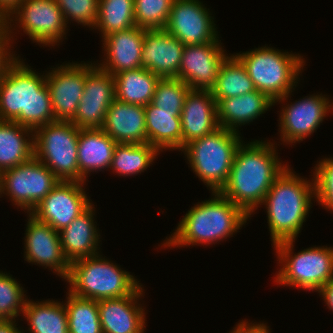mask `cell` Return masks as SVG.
I'll use <instances>...</instances> for the list:
<instances>
[{"label":"cell","instance_id":"6da1fadb","mask_svg":"<svg viewBox=\"0 0 333 333\" xmlns=\"http://www.w3.org/2000/svg\"><path fill=\"white\" fill-rule=\"evenodd\" d=\"M20 60L0 52V121H15L34 131L56 120L46 75Z\"/></svg>","mask_w":333,"mask_h":333},{"label":"cell","instance_id":"7a4b0ae2","mask_svg":"<svg viewBox=\"0 0 333 333\" xmlns=\"http://www.w3.org/2000/svg\"><path fill=\"white\" fill-rule=\"evenodd\" d=\"M271 142H243L238 147L230 175L220 193L249 217L262 205L273 182L288 165L281 164Z\"/></svg>","mask_w":333,"mask_h":333},{"label":"cell","instance_id":"3957f363","mask_svg":"<svg viewBox=\"0 0 333 333\" xmlns=\"http://www.w3.org/2000/svg\"><path fill=\"white\" fill-rule=\"evenodd\" d=\"M212 194V199L198 203L186 213L175 232L162 245L174 248L213 244L233 236L242 228L250 217L220 192Z\"/></svg>","mask_w":333,"mask_h":333},{"label":"cell","instance_id":"277c9868","mask_svg":"<svg viewBox=\"0 0 333 333\" xmlns=\"http://www.w3.org/2000/svg\"><path fill=\"white\" fill-rule=\"evenodd\" d=\"M294 173L287 167L273 182L262 203L266 205L273 246L296 239L311 207V198L315 197L314 178L310 182Z\"/></svg>","mask_w":333,"mask_h":333},{"label":"cell","instance_id":"5b68a950","mask_svg":"<svg viewBox=\"0 0 333 333\" xmlns=\"http://www.w3.org/2000/svg\"><path fill=\"white\" fill-rule=\"evenodd\" d=\"M287 53L265 46L235 56L245 66L255 89L280 103L297 85L305 62L299 54Z\"/></svg>","mask_w":333,"mask_h":333},{"label":"cell","instance_id":"8992f818","mask_svg":"<svg viewBox=\"0 0 333 333\" xmlns=\"http://www.w3.org/2000/svg\"><path fill=\"white\" fill-rule=\"evenodd\" d=\"M101 257L99 254L71 263L65 280L71 286L69 292L80 298L99 301L129 296L140 286L129 272Z\"/></svg>","mask_w":333,"mask_h":333},{"label":"cell","instance_id":"52a82bcc","mask_svg":"<svg viewBox=\"0 0 333 333\" xmlns=\"http://www.w3.org/2000/svg\"><path fill=\"white\" fill-rule=\"evenodd\" d=\"M240 134L219 127L186 144L184 151L192 170L212 192H220L228 181L232 163L242 143Z\"/></svg>","mask_w":333,"mask_h":333},{"label":"cell","instance_id":"ba28073f","mask_svg":"<svg viewBox=\"0 0 333 333\" xmlns=\"http://www.w3.org/2000/svg\"><path fill=\"white\" fill-rule=\"evenodd\" d=\"M293 242L286 240L274 245L279 264L275 282L317 292L333 278V248L309 247L293 256ZM292 254V255H291Z\"/></svg>","mask_w":333,"mask_h":333},{"label":"cell","instance_id":"9c48e42d","mask_svg":"<svg viewBox=\"0 0 333 333\" xmlns=\"http://www.w3.org/2000/svg\"><path fill=\"white\" fill-rule=\"evenodd\" d=\"M12 15H16L14 21H18L23 32L37 44L54 46L66 34L67 23L55 0H21L0 24V52L2 53L11 54L9 42L11 38L13 39L11 36L13 31L10 30L11 22H14Z\"/></svg>","mask_w":333,"mask_h":333},{"label":"cell","instance_id":"30bf717a","mask_svg":"<svg viewBox=\"0 0 333 333\" xmlns=\"http://www.w3.org/2000/svg\"><path fill=\"white\" fill-rule=\"evenodd\" d=\"M80 128L56 120L33 131L34 157L61 181H79L77 145Z\"/></svg>","mask_w":333,"mask_h":333},{"label":"cell","instance_id":"8fae6325","mask_svg":"<svg viewBox=\"0 0 333 333\" xmlns=\"http://www.w3.org/2000/svg\"><path fill=\"white\" fill-rule=\"evenodd\" d=\"M60 180L34 156L0 173V196H10L14 205L30 213ZM6 193H5V192Z\"/></svg>","mask_w":333,"mask_h":333},{"label":"cell","instance_id":"7c38bea8","mask_svg":"<svg viewBox=\"0 0 333 333\" xmlns=\"http://www.w3.org/2000/svg\"><path fill=\"white\" fill-rule=\"evenodd\" d=\"M84 183L60 180L30 214L61 231L92 205L83 189Z\"/></svg>","mask_w":333,"mask_h":333},{"label":"cell","instance_id":"4fadbf2b","mask_svg":"<svg viewBox=\"0 0 333 333\" xmlns=\"http://www.w3.org/2000/svg\"><path fill=\"white\" fill-rule=\"evenodd\" d=\"M199 0H174L165 30L184 45L218 40L214 17Z\"/></svg>","mask_w":333,"mask_h":333},{"label":"cell","instance_id":"5bb4252c","mask_svg":"<svg viewBox=\"0 0 333 333\" xmlns=\"http://www.w3.org/2000/svg\"><path fill=\"white\" fill-rule=\"evenodd\" d=\"M87 64L69 63L46 74L55 120L71 121L83 96Z\"/></svg>","mask_w":333,"mask_h":333},{"label":"cell","instance_id":"9a60e30c","mask_svg":"<svg viewBox=\"0 0 333 333\" xmlns=\"http://www.w3.org/2000/svg\"><path fill=\"white\" fill-rule=\"evenodd\" d=\"M219 39L202 45H185L177 78L191 90H210L228 57Z\"/></svg>","mask_w":333,"mask_h":333},{"label":"cell","instance_id":"2e32d148","mask_svg":"<svg viewBox=\"0 0 333 333\" xmlns=\"http://www.w3.org/2000/svg\"><path fill=\"white\" fill-rule=\"evenodd\" d=\"M25 238V260L54 270L66 279L70 272V263L65 258L60 234L50 225L38 221L29 213Z\"/></svg>","mask_w":333,"mask_h":333},{"label":"cell","instance_id":"e0dca14e","mask_svg":"<svg viewBox=\"0 0 333 333\" xmlns=\"http://www.w3.org/2000/svg\"><path fill=\"white\" fill-rule=\"evenodd\" d=\"M325 95H311L285 106L280 113V136L286 144L303 141L319 127L333 108ZM309 135V136H308Z\"/></svg>","mask_w":333,"mask_h":333},{"label":"cell","instance_id":"ac0fdd59","mask_svg":"<svg viewBox=\"0 0 333 333\" xmlns=\"http://www.w3.org/2000/svg\"><path fill=\"white\" fill-rule=\"evenodd\" d=\"M184 46L165 29H144L142 68L160 78H177Z\"/></svg>","mask_w":333,"mask_h":333},{"label":"cell","instance_id":"d6986e66","mask_svg":"<svg viewBox=\"0 0 333 333\" xmlns=\"http://www.w3.org/2000/svg\"><path fill=\"white\" fill-rule=\"evenodd\" d=\"M143 290L140 285L129 296L98 301L99 319L103 333L144 332L146 313L138 304L140 297L144 296Z\"/></svg>","mask_w":333,"mask_h":333},{"label":"cell","instance_id":"ffe728a7","mask_svg":"<svg viewBox=\"0 0 333 333\" xmlns=\"http://www.w3.org/2000/svg\"><path fill=\"white\" fill-rule=\"evenodd\" d=\"M182 149L192 140L214 132L220 126L217 120V102L210 90H190L180 114Z\"/></svg>","mask_w":333,"mask_h":333},{"label":"cell","instance_id":"44dd1931","mask_svg":"<svg viewBox=\"0 0 333 333\" xmlns=\"http://www.w3.org/2000/svg\"><path fill=\"white\" fill-rule=\"evenodd\" d=\"M103 42L105 62L98 66L108 73L115 75L124 70L142 67L144 28L133 26L112 33L103 38Z\"/></svg>","mask_w":333,"mask_h":333},{"label":"cell","instance_id":"7402d4cb","mask_svg":"<svg viewBox=\"0 0 333 333\" xmlns=\"http://www.w3.org/2000/svg\"><path fill=\"white\" fill-rule=\"evenodd\" d=\"M101 129L117 143H147L144 106L115 99L107 110Z\"/></svg>","mask_w":333,"mask_h":333},{"label":"cell","instance_id":"603a6c76","mask_svg":"<svg viewBox=\"0 0 333 333\" xmlns=\"http://www.w3.org/2000/svg\"><path fill=\"white\" fill-rule=\"evenodd\" d=\"M94 206L91 205L68 226L59 231L65 258L72 262L99 254L100 234L94 222ZM94 213V214H93ZM99 234V235H98Z\"/></svg>","mask_w":333,"mask_h":333},{"label":"cell","instance_id":"cb8c5ba5","mask_svg":"<svg viewBox=\"0 0 333 333\" xmlns=\"http://www.w3.org/2000/svg\"><path fill=\"white\" fill-rule=\"evenodd\" d=\"M275 105L274 101L258 90L253 92L221 99L217 103V120L220 127L239 132V125H245L261 114L269 107Z\"/></svg>","mask_w":333,"mask_h":333},{"label":"cell","instance_id":"d4e9b609","mask_svg":"<svg viewBox=\"0 0 333 333\" xmlns=\"http://www.w3.org/2000/svg\"><path fill=\"white\" fill-rule=\"evenodd\" d=\"M117 142L101 128L80 129L77 156L79 182H84L89 172L110 168Z\"/></svg>","mask_w":333,"mask_h":333},{"label":"cell","instance_id":"484cf974","mask_svg":"<svg viewBox=\"0 0 333 333\" xmlns=\"http://www.w3.org/2000/svg\"><path fill=\"white\" fill-rule=\"evenodd\" d=\"M147 143L159 152L182 149L181 112L161 110L152 103L144 106Z\"/></svg>","mask_w":333,"mask_h":333},{"label":"cell","instance_id":"4316f807","mask_svg":"<svg viewBox=\"0 0 333 333\" xmlns=\"http://www.w3.org/2000/svg\"><path fill=\"white\" fill-rule=\"evenodd\" d=\"M33 156V130L15 121H0V173L28 162Z\"/></svg>","mask_w":333,"mask_h":333},{"label":"cell","instance_id":"83f0119b","mask_svg":"<svg viewBox=\"0 0 333 333\" xmlns=\"http://www.w3.org/2000/svg\"><path fill=\"white\" fill-rule=\"evenodd\" d=\"M115 99L118 101L146 106L152 102L160 77L148 69L124 70L113 75Z\"/></svg>","mask_w":333,"mask_h":333},{"label":"cell","instance_id":"f1b7e54d","mask_svg":"<svg viewBox=\"0 0 333 333\" xmlns=\"http://www.w3.org/2000/svg\"><path fill=\"white\" fill-rule=\"evenodd\" d=\"M23 317L29 322L30 333H69L65 305L53 300L36 303L27 300Z\"/></svg>","mask_w":333,"mask_h":333},{"label":"cell","instance_id":"f546056e","mask_svg":"<svg viewBox=\"0 0 333 333\" xmlns=\"http://www.w3.org/2000/svg\"><path fill=\"white\" fill-rule=\"evenodd\" d=\"M255 90L245 66L234 54L228 56L222 63L210 92L218 103L221 99L244 95Z\"/></svg>","mask_w":333,"mask_h":333},{"label":"cell","instance_id":"4dcf8cb0","mask_svg":"<svg viewBox=\"0 0 333 333\" xmlns=\"http://www.w3.org/2000/svg\"><path fill=\"white\" fill-rule=\"evenodd\" d=\"M159 151L149 143H117L114 148L110 169L119 176H130L144 172L155 160Z\"/></svg>","mask_w":333,"mask_h":333},{"label":"cell","instance_id":"1f68e13d","mask_svg":"<svg viewBox=\"0 0 333 333\" xmlns=\"http://www.w3.org/2000/svg\"><path fill=\"white\" fill-rule=\"evenodd\" d=\"M134 0H99L96 25L102 38L136 26L134 17Z\"/></svg>","mask_w":333,"mask_h":333},{"label":"cell","instance_id":"d6a6232c","mask_svg":"<svg viewBox=\"0 0 333 333\" xmlns=\"http://www.w3.org/2000/svg\"><path fill=\"white\" fill-rule=\"evenodd\" d=\"M64 304L69 333H103L99 319L98 301L80 298L68 292Z\"/></svg>","mask_w":333,"mask_h":333},{"label":"cell","instance_id":"836d02e7","mask_svg":"<svg viewBox=\"0 0 333 333\" xmlns=\"http://www.w3.org/2000/svg\"><path fill=\"white\" fill-rule=\"evenodd\" d=\"M135 24L144 29H165L174 0H134Z\"/></svg>","mask_w":333,"mask_h":333},{"label":"cell","instance_id":"e575fe53","mask_svg":"<svg viewBox=\"0 0 333 333\" xmlns=\"http://www.w3.org/2000/svg\"><path fill=\"white\" fill-rule=\"evenodd\" d=\"M190 90L179 78H160L151 103L161 110L182 112L185 97Z\"/></svg>","mask_w":333,"mask_h":333},{"label":"cell","instance_id":"d590c367","mask_svg":"<svg viewBox=\"0 0 333 333\" xmlns=\"http://www.w3.org/2000/svg\"><path fill=\"white\" fill-rule=\"evenodd\" d=\"M20 284L9 274L0 272V316L3 320H16L24 310L26 297Z\"/></svg>","mask_w":333,"mask_h":333},{"label":"cell","instance_id":"8d00e7d4","mask_svg":"<svg viewBox=\"0 0 333 333\" xmlns=\"http://www.w3.org/2000/svg\"><path fill=\"white\" fill-rule=\"evenodd\" d=\"M81 99L115 100L113 75L97 66V63L87 64V76Z\"/></svg>","mask_w":333,"mask_h":333},{"label":"cell","instance_id":"74e56055","mask_svg":"<svg viewBox=\"0 0 333 333\" xmlns=\"http://www.w3.org/2000/svg\"><path fill=\"white\" fill-rule=\"evenodd\" d=\"M113 101L80 99L76 115L71 122L80 129L101 128Z\"/></svg>","mask_w":333,"mask_h":333},{"label":"cell","instance_id":"f35d334b","mask_svg":"<svg viewBox=\"0 0 333 333\" xmlns=\"http://www.w3.org/2000/svg\"><path fill=\"white\" fill-rule=\"evenodd\" d=\"M64 19L68 24L71 21L89 26L90 28L96 25L98 15L99 0H55Z\"/></svg>","mask_w":333,"mask_h":333},{"label":"cell","instance_id":"ab89813d","mask_svg":"<svg viewBox=\"0 0 333 333\" xmlns=\"http://www.w3.org/2000/svg\"><path fill=\"white\" fill-rule=\"evenodd\" d=\"M315 176V177H314ZM315 198L325 209L333 211V159H322L314 171Z\"/></svg>","mask_w":333,"mask_h":333},{"label":"cell","instance_id":"60d3db41","mask_svg":"<svg viewBox=\"0 0 333 333\" xmlns=\"http://www.w3.org/2000/svg\"><path fill=\"white\" fill-rule=\"evenodd\" d=\"M234 327V330L231 333H269V329L264 323H248L245 321H241Z\"/></svg>","mask_w":333,"mask_h":333},{"label":"cell","instance_id":"b9f144b4","mask_svg":"<svg viewBox=\"0 0 333 333\" xmlns=\"http://www.w3.org/2000/svg\"><path fill=\"white\" fill-rule=\"evenodd\" d=\"M21 0H0V24L19 5Z\"/></svg>","mask_w":333,"mask_h":333},{"label":"cell","instance_id":"7bdbcfd3","mask_svg":"<svg viewBox=\"0 0 333 333\" xmlns=\"http://www.w3.org/2000/svg\"><path fill=\"white\" fill-rule=\"evenodd\" d=\"M318 293L322 295L326 305L333 311V278Z\"/></svg>","mask_w":333,"mask_h":333},{"label":"cell","instance_id":"ee69618b","mask_svg":"<svg viewBox=\"0 0 333 333\" xmlns=\"http://www.w3.org/2000/svg\"><path fill=\"white\" fill-rule=\"evenodd\" d=\"M14 320H2L0 322V333H23L24 330H18Z\"/></svg>","mask_w":333,"mask_h":333}]
</instances>
